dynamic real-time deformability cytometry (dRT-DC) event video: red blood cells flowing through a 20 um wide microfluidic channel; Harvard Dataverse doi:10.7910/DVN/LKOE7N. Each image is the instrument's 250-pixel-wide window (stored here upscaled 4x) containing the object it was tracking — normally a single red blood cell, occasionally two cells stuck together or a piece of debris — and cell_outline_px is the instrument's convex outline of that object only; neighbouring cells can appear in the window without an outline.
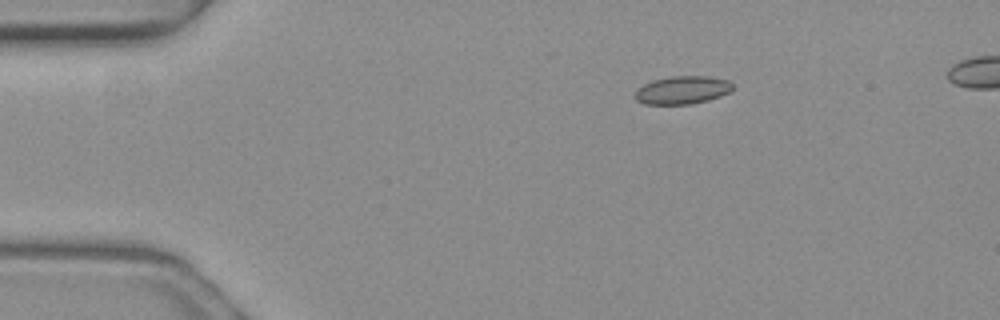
{"species": "common noctule bat (a hibernating species)", "species_latin": "Nyctalus noctula", "temperature_condition": "warm", "stored_images_in_passage": 42, "camera_frame_rate_fps": 3000, "um_per_image_px": 0.085, "animal": {"sex": "female", "body_mass_g": 19.3, "forearm_length_mm": 54.1}, "frame": {"image": 1, "passage_image": 1, "time_ms": 0.0, "image_size_px": [1000, 320], "cell_outline_px": [[732, 92], [708, 100], [688, 104], [644, 104], [636, 100], [636, 88], [652, 80], [672, 76], [708, 76], [728, 80], [732, 84]], "centroid_in_image_um": [58.0, 7.65], "position_along_channel_um": 27.0, "area_um2": 15.95}}
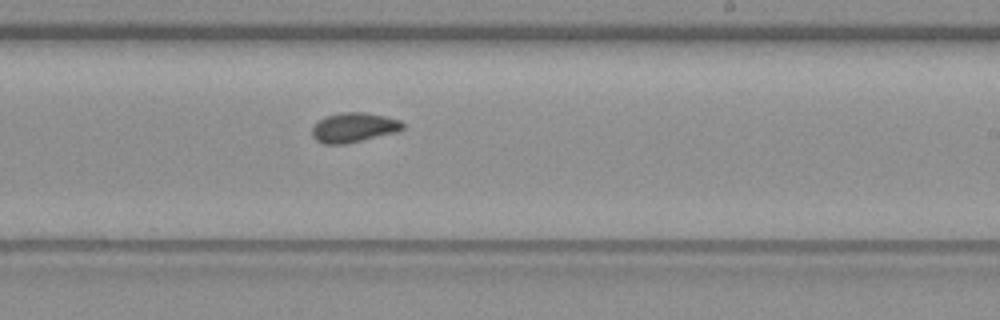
{"frame": {"image": 2, "passage_image": 23, "time_ms": 7.333, "image_size_px": [1000, 320], "cell_outline_px": [[404, 128], [396, 132], [344, 144], [324, 144], [316, 140], [312, 136], [312, 128], [324, 116], [340, 112], [364, 112], [384, 116], [400, 120], [404, 124]], "centroid_in_image_um": [30.05, 10.83], "position_along_channel_um": 258.9, "area_um2": 15.55}}
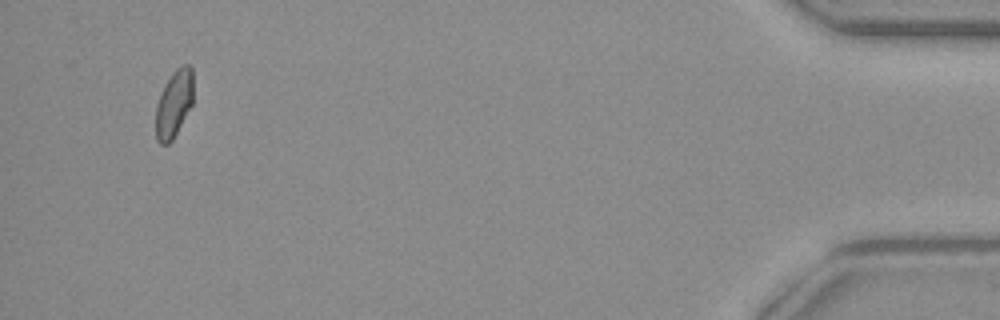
{"frame": {"image": 3, "passage_image": 41, "time_ms": 13.333, "image_size_px": [1000, 320], "cell_outline_px": [[192, 104], [172, 140], [168, 144], [160, 144], [156, 140], [156, 104], [172, 72], [176, 68], [184, 64], [188, 64], [192, 68]], "centroid_in_image_um": [14.78, 8.82], "position_along_channel_um": 420.4, "area_um2": 14.39}}